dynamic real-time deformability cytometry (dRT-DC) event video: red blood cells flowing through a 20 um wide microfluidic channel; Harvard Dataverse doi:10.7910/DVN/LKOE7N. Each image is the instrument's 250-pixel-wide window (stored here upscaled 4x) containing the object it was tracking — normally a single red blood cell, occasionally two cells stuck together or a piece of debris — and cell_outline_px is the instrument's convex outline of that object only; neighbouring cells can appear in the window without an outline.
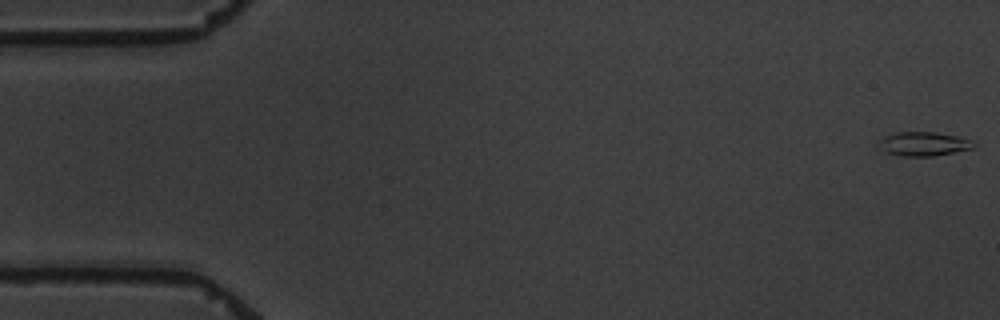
{"species": "common noctule bat (a hibernating species)", "species_latin": "Nyctalus noctula", "temperature_condition": "warm", "stored_images_in_passage": 7, "camera_frame_rate_fps": 3000, "um_per_image_px": 0.085, "animal": {"sex": "male", "body_mass_g": 19.5, "forearm_length_mm": 54.6}, "frame": {"image": 1, "passage_image": 1, "time_ms": 0.0, "image_size_px": [1000, 320], "cell_outline_px": [[976, 144], [972, 148], [932, 156], [900, 156], [884, 152], [876, 144], [884, 136], [896, 132], [936, 132], [956, 136], [972, 140]], "centroid_in_image_um": [78.45, 12.23], "position_along_channel_um": 6.6, "area_um2": 13.29}}
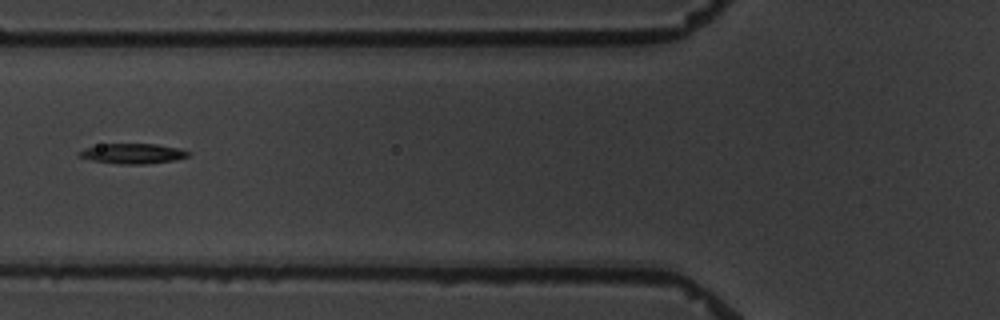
{"frame": {"image": 2, "passage_image": 7, "time_ms": 7.0, "image_size_px": [1000, 320], "cell_outline_px": [[192, 152], [188, 156], [176, 160], [144, 164], [120, 164], [92, 160], [80, 156], [76, 152], [84, 148], [100, 144], [156, 144], [180, 148]], "centroid_in_image_um": [11.31, 13.05], "position_along_channel_um": 114.5, "area_um2": 12.83}}